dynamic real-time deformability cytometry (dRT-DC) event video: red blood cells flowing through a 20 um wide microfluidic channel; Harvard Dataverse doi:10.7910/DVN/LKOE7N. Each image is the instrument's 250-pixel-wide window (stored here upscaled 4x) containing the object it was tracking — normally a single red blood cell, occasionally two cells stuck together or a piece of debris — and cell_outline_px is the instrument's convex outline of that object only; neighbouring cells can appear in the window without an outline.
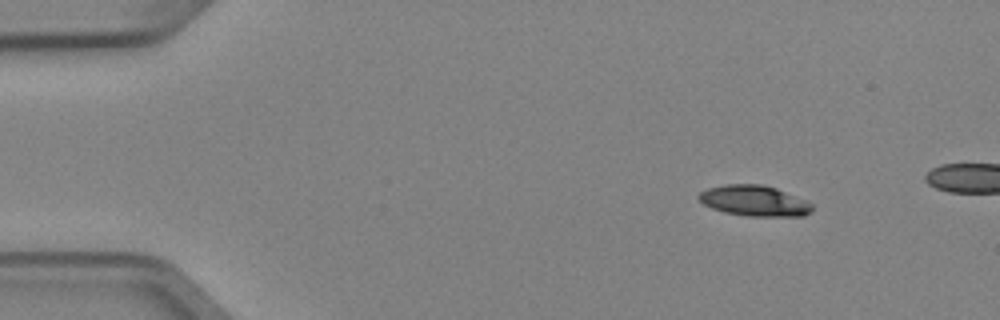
{"species": "Egyptian fruit bat (a non-hibernating species)", "species_latin": "Rousettus aegyptiacus", "temperature_condition": "cold", "stored_images_in_passage": 4, "camera_frame_rate_fps": 3000, "um_per_image_px": 0.085, "animal": {"sex": "female"}, "frame": {"image": 1, "passage_image": 1, "time_ms": 0.0, "image_size_px": [1000, 320], "cell_outline_px": [[812, 212], [804, 216], [748, 216], [724, 212], [712, 208], [704, 204], [696, 196], [700, 192], [708, 188], [724, 184], [760, 184], [776, 188], [804, 200], [812, 204]], "centroid_in_image_um": [64.1, 17.07], "position_along_channel_um": 20.9, "area_um2": 20.17}}